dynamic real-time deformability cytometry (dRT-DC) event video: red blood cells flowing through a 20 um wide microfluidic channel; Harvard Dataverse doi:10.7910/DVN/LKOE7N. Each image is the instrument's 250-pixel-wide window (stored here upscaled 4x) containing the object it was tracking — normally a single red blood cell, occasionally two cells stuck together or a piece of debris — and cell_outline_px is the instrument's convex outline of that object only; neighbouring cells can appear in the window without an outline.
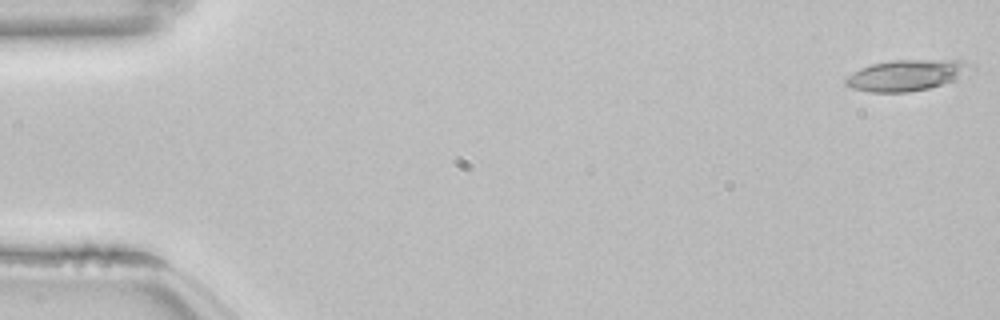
{"species": "common noctule bat (a hibernating species)", "species_latin": "Nyctalus noctula", "temperature_condition": "room temperature", "stored_images_in_passage": 54, "camera_frame_rate_fps": 3000, "um_per_image_px": 0.085, "animal": {"sex": "female", "body_mass_g": 22.7, "forearm_length_mm": 54.2}, "frame": {"image": 1, "passage_image": 1, "time_ms": 0.0, "image_size_px": [1000, 320], "cell_outline_px": [[972, 64], [952, 80], [928, 88], [908, 92], [868, 92], [852, 88], [844, 84], [844, 80], [852, 72], [860, 68], [872, 64], [892, 60], [960, 60]], "centroid_in_image_um": [76.9, 6.39], "position_along_channel_um": 8.1, "area_um2": 21.96}}
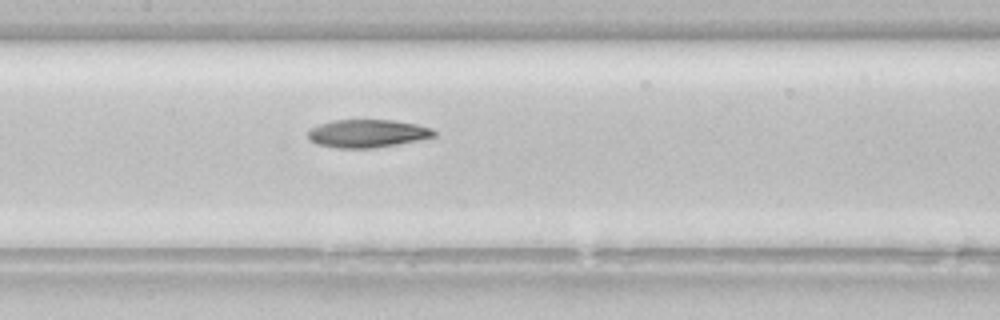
{"frame": {"image": 2, "passage_image": 26, "time_ms": 8.333, "image_size_px": [1000, 320], "cell_outline_px": [[436, 136], [396, 144], [372, 148], [336, 148], [316, 144], [308, 140], [308, 132], [312, 128], [320, 124], [332, 120], [392, 120], [416, 124], [432, 128], [436, 132]], "centroid_in_image_um": [31.2, 11.34], "position_along_channel_um": 176.2, "area_um2": 20.46}}
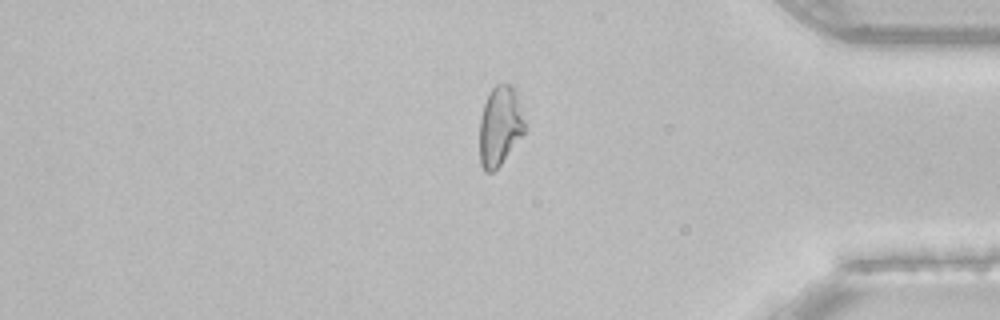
{"frame": {"image": 3, "passage_image": 45, "time_ms": 14.667, "image_size_px": [1000, 320], "cell_outline_px": [[524, 132], [500, 164], [492, 172], [484, 172], [480, 164], [480, 116], [488, 92], [496, 84], [508, 84], [516, 92], [524, 124]], "centroid_in_image_um": [42.45, 10.71], "position_along_channel_um": 392.8, "area_um2": 20.46}, "authors_computed_cell_mechanics": {"area_um2": 20.9525, "velocity_mm_per_s": 3.8392, "shape_relaxation_time_tau1_ms": 8.3501, "shape_relaxation_time_tau2_ms": 4.1128, "deformation_change_tau1": 0.2244, "deformation_change_tau2": 0.1182}}